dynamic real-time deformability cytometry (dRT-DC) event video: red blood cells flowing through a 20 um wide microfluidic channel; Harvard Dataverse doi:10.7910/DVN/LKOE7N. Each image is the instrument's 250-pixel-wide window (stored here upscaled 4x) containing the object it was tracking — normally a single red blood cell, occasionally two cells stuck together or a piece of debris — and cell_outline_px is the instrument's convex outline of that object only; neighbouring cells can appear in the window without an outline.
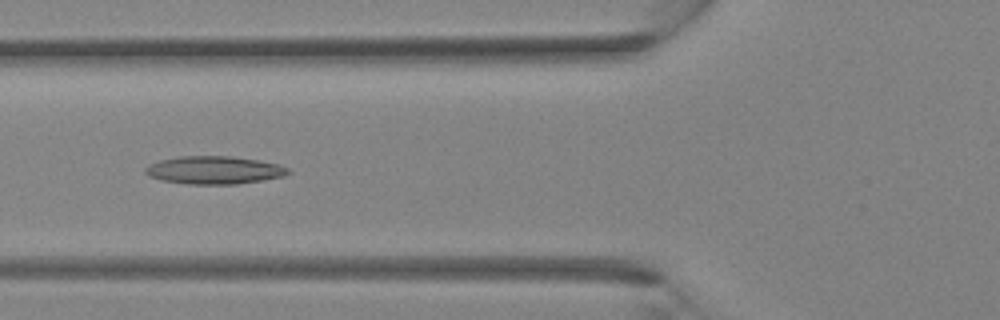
{"species": "Egyptian fruit bat (a non-hibernating species)", "species_latin": "Rousettus aegyptiacus", "temperature_condition": "room temperature", "stored_images_in_passage": 20, "camera_frame_rate_fps": 3000, "um_per_image_px": 0.085, "animal": {"sex": "female"}, "frame": {"image": 1, "passage_image": 7, "time_ms": 2.0, "image_size_px": [1000, 320], "cell_outline_px": [[292, 172], [284, 176], [264, 180], [236, 184], [188, 184], [160, 180], [148, 176], [144, 172], [144, 168], [148, 164], [160, 160], [180, 156], [232, 156], [260, 160], [276, 164], [288, 168]], "centroid_in_image_um": [18.19, 14.46], "position_along_channel_um": 107.6, "area_um2": 23.41}}
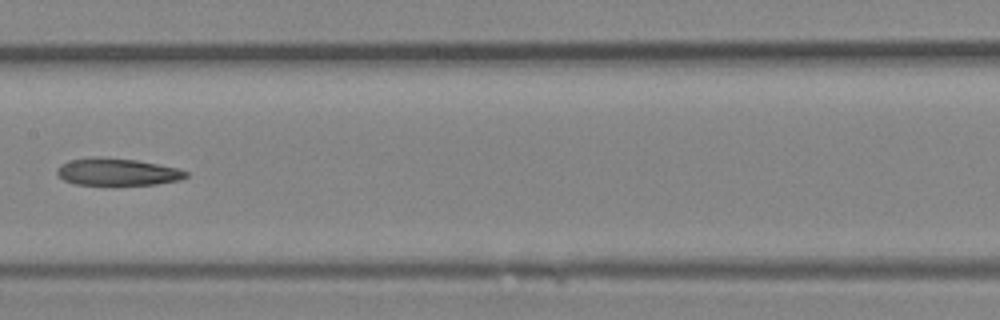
{"frame": {"image": 2, "passage_image": 12, "time_ms": 3.667, "image_size_px": [1000, 320], "cell_outline_px": [[188, 176], [180, 180], [156, 184], [112, 188], [72, 184], [64, 180], [56, 172], [56, 168], [60, 164], [68, 160], [92, 156], [100, 156], [136, 160], [180, 168], [188, 172]], "centroid_in_image_um": [9.93, 14.65], "position_along_channel_um": 197.5, "area_um2": 21.79}}
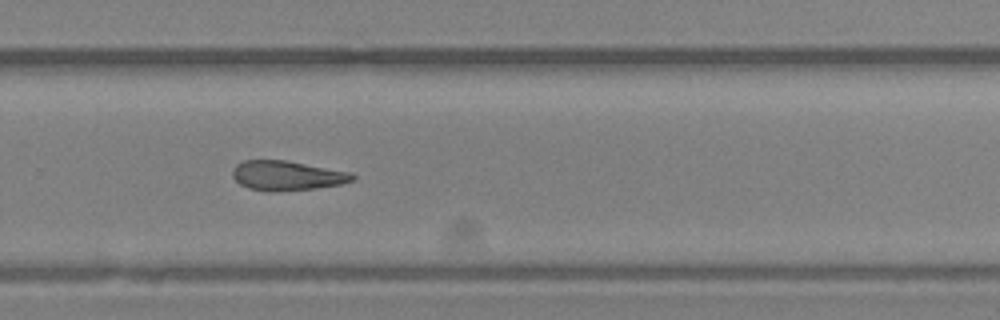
{"frame": {"image": 3, "passage_image": 18, "time_ms": 5.667, "image_size_px": [1000, 320], "cell_outline_px": [[356, 176], [352, 180], [340, 184], [316, 188], [276, 192], [272, 192], [248, 188], [240, 184], [232, 176], [232, 168], [236, 164], [244, 160], [284, 160], [348, 172]], "centroid_in_image_um": [24.32, 14.93], "position_along_channel_um": 305.5, "area_um2": 20.52}}